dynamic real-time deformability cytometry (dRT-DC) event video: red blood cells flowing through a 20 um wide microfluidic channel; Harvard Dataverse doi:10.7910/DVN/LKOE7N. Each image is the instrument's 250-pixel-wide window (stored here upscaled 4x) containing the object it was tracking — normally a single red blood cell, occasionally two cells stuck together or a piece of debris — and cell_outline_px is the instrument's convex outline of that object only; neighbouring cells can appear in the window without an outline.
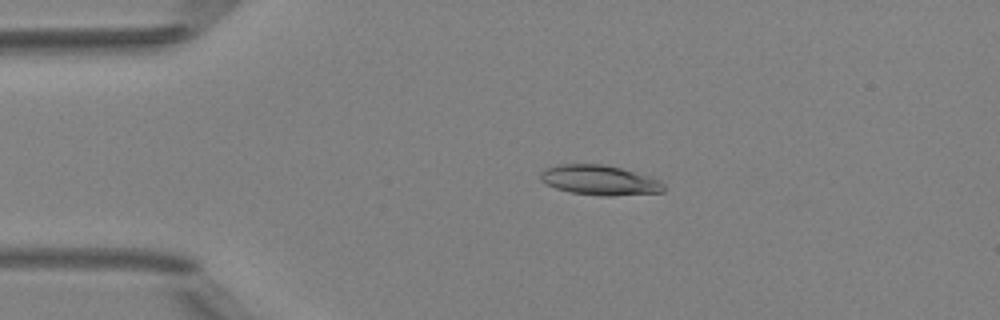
{"species": "Egyptian fruit bat (a non-hibernating species)", "species_latin": "Rousettus aegyptiacus", "temperature_condition": "room temperature", "stored_images_in_passage": 3, "camera_frame_rate_fps": 3000, "um_per_image_px": 0.085, "animal": {"sex": "female"}, "frame": {"image": 1, "passage_image": 2, "time_ms": 1.333, "image_size_px": [1000, 320], "cell_outline_px": [[664, 192], [612, 196], [600, 196], [568, 192], [544, 184], [540, 180], [540, 172], [544, 168], [556, 164], [604, 164], [620, 168], [660, 180], [664, 184]], "centroid_in_image_um": [50.9, 15.32], "position_along_channel_um": 34.1, "area_um2": 21.68}}